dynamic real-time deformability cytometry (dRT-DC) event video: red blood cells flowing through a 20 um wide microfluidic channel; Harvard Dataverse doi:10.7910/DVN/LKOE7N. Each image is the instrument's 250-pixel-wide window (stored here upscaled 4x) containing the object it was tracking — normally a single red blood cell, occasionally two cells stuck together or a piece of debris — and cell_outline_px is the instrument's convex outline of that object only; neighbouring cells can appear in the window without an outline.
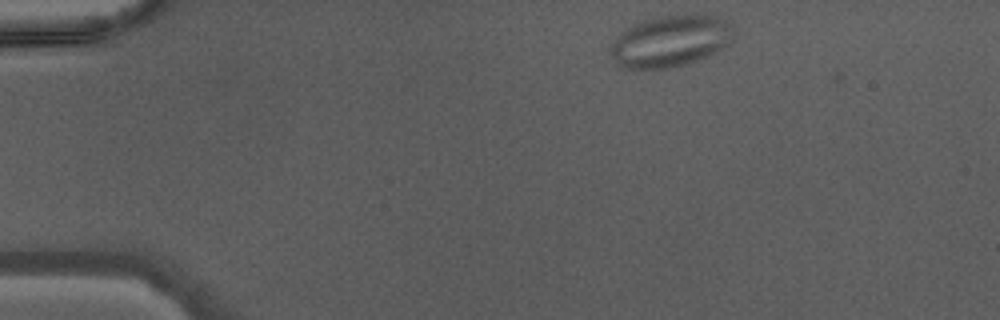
{"species": "Egyptian fruit bat (a non-hibernating species)", "species_latin": "Rousettus aegyptiacus", "temperature_condition": "warm", "stored_images_in_passage": 39, "camera_frame_rate_fps": 3000, "um_per_image_px": 0.085, "animal": {"sex": "male"}, "frame": {"image": 1, "passage_image": 1, "time_ms": 0.0, "image_size_px": [1000, 320], "cell_outline_px": [[736, 32], [732, 40], [728, 44], [696, 60], [684, 64], [668, 68], [624, 68], [616, 64], [608, 52], [608, 48], [620, 32], [644, 20], [660, 16], [712, 16], [732, 20], [736, 28]], "centroid_in_image_um": [56.99, 3.49], "position_along_channel_um": 28.0, "area_um2": 36.7}}
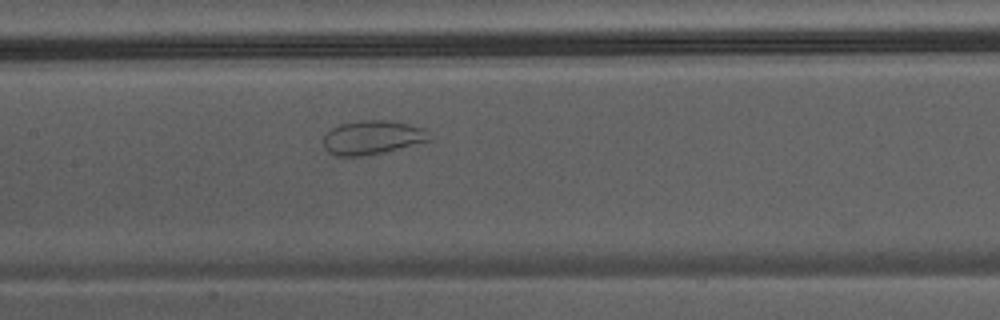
{"frame": {"image": 2, "passage_image": 16, "time_ms": 5.0, "image_size_px": [1000, 320], "cell_outline_px": [[432, 140], [380, 152], [360, 156], [336, 156], [328, 152], [324, 148], [324, 136], [332, 128], [340, 124], [360, 120], [388, 120], [408, 124], [424, 128]], "centroid_in_image_um": [31.62, 11.67], "position_along_channel_um": 175.8, "area_um2": 20.63}}
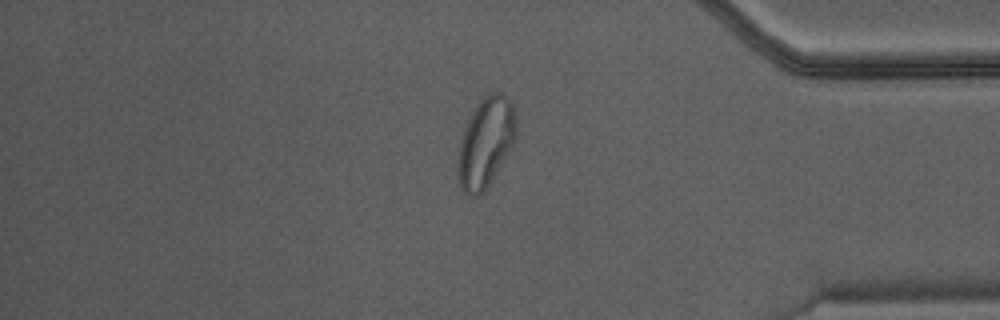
{"frame": {"image": 3, "passage_image": 32, "time_ms": 10.333, "image_size_px": [1000, 320], "cell_outline_px": [[516, 136], [512, 144], [484, 192], [480, 196], [472, 196], [464, 192], [460, 184], [456, 172], [460, 140], [468, 120], [472, 112], [480, 100], [488, 92], [500, 92], [512, 100], [516, 116]], "centroid_in_image_um": [41.28, 12.08], "position_along_channel_um": 393.9, "area_um2": 30.29}}